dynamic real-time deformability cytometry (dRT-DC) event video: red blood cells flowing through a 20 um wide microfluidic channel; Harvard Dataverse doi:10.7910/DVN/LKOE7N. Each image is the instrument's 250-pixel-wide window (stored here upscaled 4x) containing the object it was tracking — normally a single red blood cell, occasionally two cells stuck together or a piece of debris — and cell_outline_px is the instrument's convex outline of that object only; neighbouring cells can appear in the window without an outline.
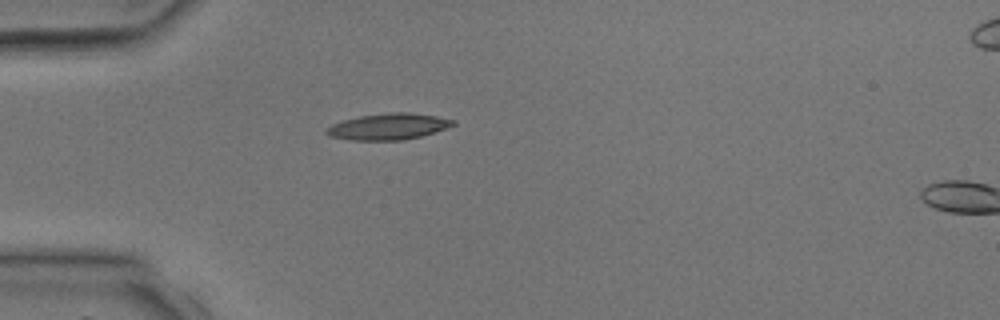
{"species": "common noctule bat (a hibernating species)", "species_latin": "Nyctalus noctula", "temperature_condition": "room temperature", "stored_images_in_passage": 4, "camera_frame_rate_fps": 3000, "um_per_image_px": 0.085, "animal": {"sex": "male", "body_mass_g": 17.9, "forearm_length_mm": 54.2}, "frame": {"image": 1, "passage_image": 3, "time_ms": 3.0, "image_size_px": [1000, 320], "cell_outline_px": [[456, 124], [420, 136], [404, 140], [348, 140], [328, 136], [324, 132], [332, 124], [344, 120], [360, 116], [392, 112], [408, 112], [436, 116], [456, 120]], "centroid_in_image_um": [32.98, 10.76], "position_along_channel_um": 52.0, "area_um2": 19.19}}